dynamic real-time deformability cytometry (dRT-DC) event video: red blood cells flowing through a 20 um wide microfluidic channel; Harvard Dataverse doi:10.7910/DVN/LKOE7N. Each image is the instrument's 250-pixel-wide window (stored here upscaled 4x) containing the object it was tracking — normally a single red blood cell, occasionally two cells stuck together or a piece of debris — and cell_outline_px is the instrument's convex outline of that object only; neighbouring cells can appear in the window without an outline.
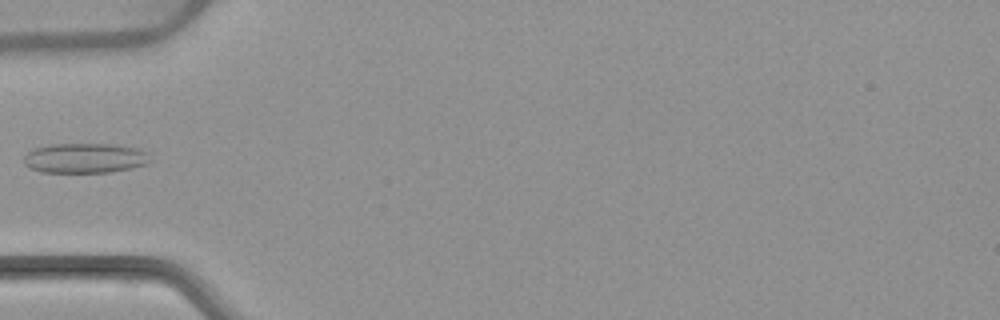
{"species": "common noctule bat (a hibernating species)", "species_latin": "Nyctalus noctula", "temperature_condition": "warm", "stored_images_in_passage": 5, "camera_frame_rate_fps": 3000, "um_per_image_px": 0.085, "animal": {"sex": "female", "body_mass_g": 22.7, "forearm_length_mm": 54.2}, "frame": {"image": 1, "passage_image": 4, "time_ms": 4.667, "image_size_px": [1000, 320], "cell_outline_px": [[148, 164], [132, 168], [108, 172], [40, 172], [28, 168], [24, 164], [24, 156], [32, 148], [48, 144], [116, 144], [140, 148], [148, 152]], "centroid_in_image_um": [7.2, 13.43], "position_along_channel_um": 77.8, "area_um2": 22.31}}